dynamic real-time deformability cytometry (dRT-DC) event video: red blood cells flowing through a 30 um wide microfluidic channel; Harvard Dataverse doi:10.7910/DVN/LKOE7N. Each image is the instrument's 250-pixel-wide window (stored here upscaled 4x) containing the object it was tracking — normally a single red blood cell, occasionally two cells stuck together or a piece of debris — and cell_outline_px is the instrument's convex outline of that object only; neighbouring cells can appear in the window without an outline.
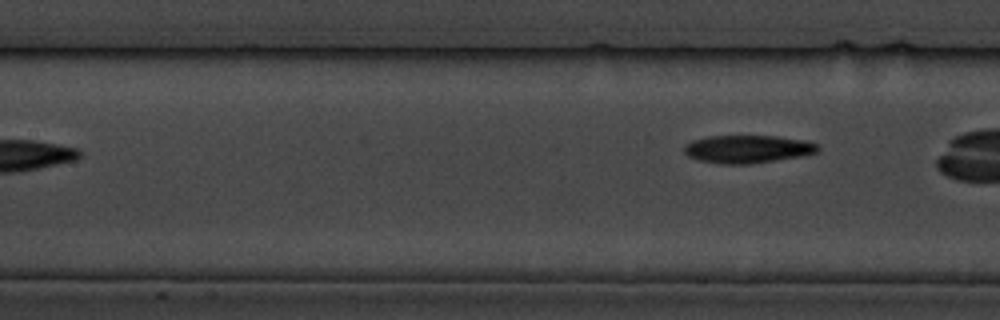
{"species": "common noctule bat (a hibernating species)", "species_latin": "Nyctalus noctula", "temperature_condition": "cold", "stored_images_in_passage": 6, "camera_frame_rate_fps": 3000, "um_per_image_px": 0.085, "animal": {"sex": "male", "body_mass_g": 19.5, "forearm_length_mm": 54.6}, "frame": {"image": 1, "passage_image": 6, "time_ms": 6.0, "image_size_px": [1000, 320], "cell_outline_px": [[820, 148], [816, 152], [800, 156], [776, 160], [748, 164], [720, 164], [700, 160], [688, 156], [684, 152], [684, 144], [692, 140], [704, 136], [776, 136], [804, 140], [820, 144]], "centroid_in_image_um": [63.52, 12.66], "position_along_channel_um": 143.9, "area_um2": 21.79}}